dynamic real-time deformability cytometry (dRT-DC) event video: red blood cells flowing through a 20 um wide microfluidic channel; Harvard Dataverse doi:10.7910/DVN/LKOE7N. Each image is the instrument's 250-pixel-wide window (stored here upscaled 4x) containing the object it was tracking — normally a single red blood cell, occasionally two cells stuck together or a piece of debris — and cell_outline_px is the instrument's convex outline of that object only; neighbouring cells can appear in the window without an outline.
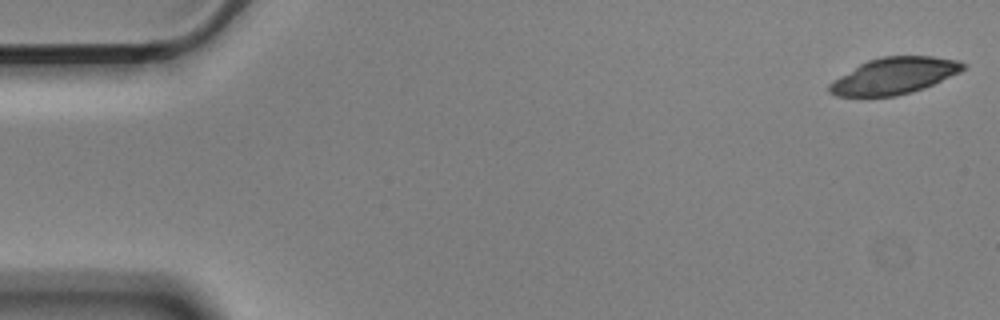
{"species": "Egyptian fruit bat (a non-hibernating species)", "species_latin": "Rousettus aegyptiacus", "temperature_condition": "cold", "stored_images_in_passage": 55, "camera_frame_rate_fps": 3000, "um_per_image_px": 0.085, "animal": {"sex": "male"}, "frame": {"image": 1, "passage_image": 1, "time_ms": 0.0, "image_size_px": [1000, 320], "cell_outline_px": [[968, 64], [960, 72], [924, 88], [912, 92], [896, 96], [836, 96], [828, 92], [828, 84], [840, 76], [860, 64], [868, 60], [884, 56], [932, 56], [956, 60]], "centroid_in_image_um": [76.01, 6.45], "position_along_channel_um": 9.0, "area_um2": 28.26}}
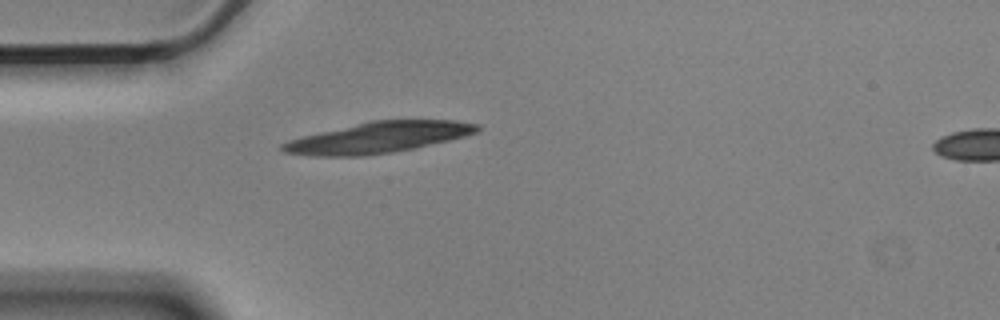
{"frame": {"image": 2, "passage_image": 15, "time_ms": 4.667, "image_size_px": [1000, 320], "cell_outline_px": [[480, 128], [476, 132], [464, 136], [416, 148], [392, 152], [364, 156], [308, 156], [284, 152], [276, 148], [280, 144], [288, 140], [320, 132], [372, 120], [456, 120], [480, 124]], "centroid_in_image_um": [32.12, 11.69], "position_along_channel_um": 52.9, "area_um2": 35.08}}
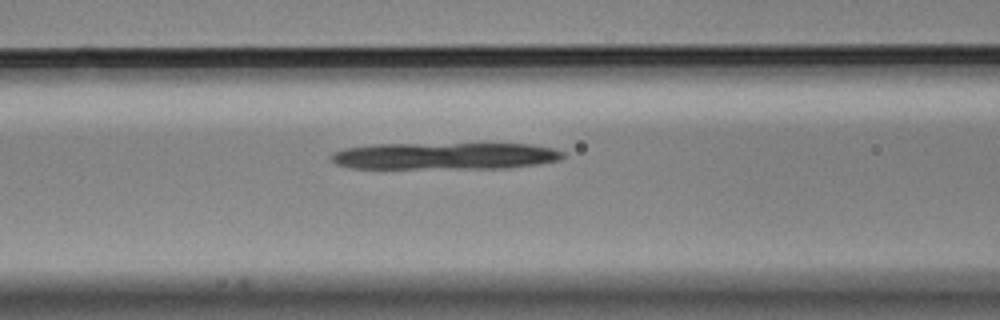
{"frame": {"image": 3, "passage_image": 22, "time_ms": 7.0, "image_size_px": [1000, 320], "cell_outline_px": [[564, 156], [560, 160], [540, 164], [504, 168], [352, 168], [336, 164], [332, 160], [332, 156], [336, 152], [344, 148], [376, 144], [528, 144], [552, 148], [564, 152]], "centroid_in_image_um": [37.85, 13.26], "position_along_channel_um": 128.7, "area_um2": 36.18}}